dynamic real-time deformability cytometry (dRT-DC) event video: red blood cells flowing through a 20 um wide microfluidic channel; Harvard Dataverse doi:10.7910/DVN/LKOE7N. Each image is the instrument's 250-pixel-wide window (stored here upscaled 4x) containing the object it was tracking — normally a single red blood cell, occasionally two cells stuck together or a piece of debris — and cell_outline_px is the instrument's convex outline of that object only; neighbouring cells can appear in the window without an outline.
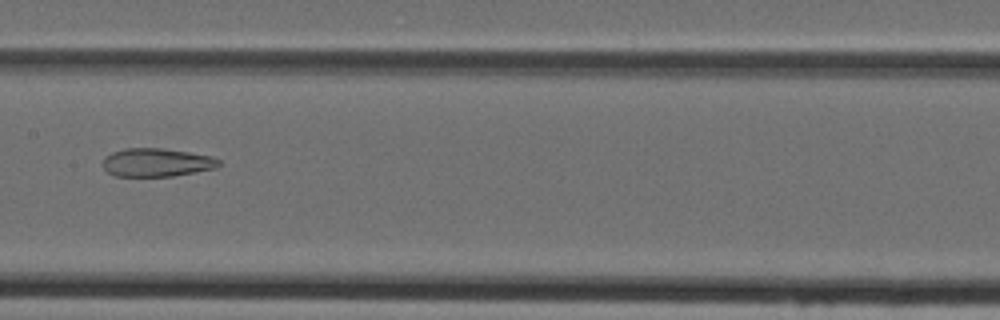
{"species": "Egyptian fruit bat (a non-hibernating species)", "species_latin": "Rousettus aegyptiacus", "temperature_condition": "cold", "stored_images_in_passage": 48, "camera_frame_rate_fps": 3000, "um_per_image_px": 0.085, "animal": {"sex": "female"}, "frame": {"image": 1, "passage_image": 25, "time_ms": 8.0, "image_size_px": [1000, 320], "cell_outline_px": [[220, 164], [216, 168], [172, 176], [116, 176], [108, 172], [104, 168], [104, 156], [112, 152], [124, 148], [160, 148], [188, 152], [212, 156], [220, 160]], "centroid_in_image_um": [13.31, 13.8], "position_along_channel_um": 194.1, "area_um2": 19.07}}
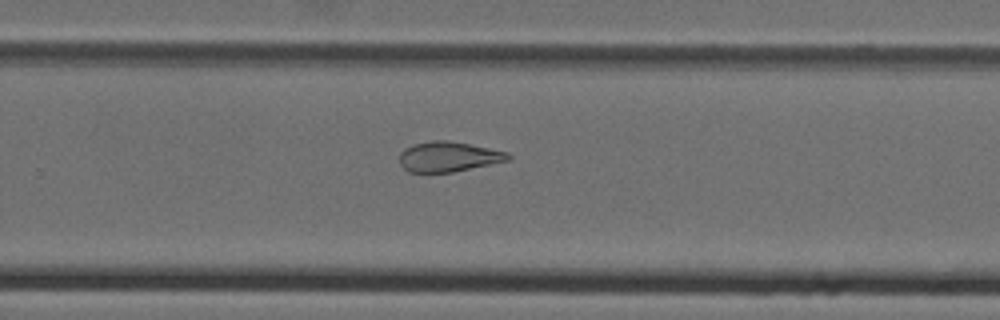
{"frame": {"image": 2, "passage_image": 32, "time_ms": 10.333, "image_size_px": [1000, 320], "cell_outline_px": [[512, 156], [508, 160], [452, 172], [408, 172], [400, 164], [400, 152], [404, 148], [412, 144], [432, 140], [448, 140], [508, 152]], "centroid_in_image_um": [38.07, 13.31], "position_along_channel_um": 291.7, "area_um2": 18.9}}
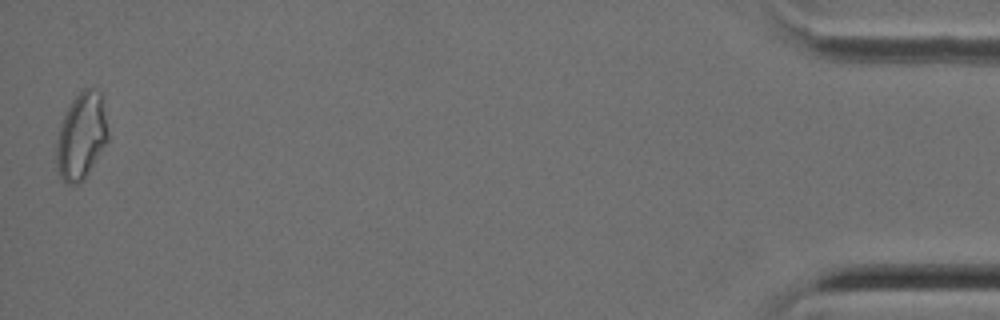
{"frame": {"image": 3, "passage_image": 48, "time_ms": 15.667, "image_size_px": [1000, 320], "cell_outline_px": [[108, 140], [84, 180], [76, 184], [68, 184], [60, 176], [56, 168], [56, 140], [60, 124], [64, 112], [72, 100], [84, 88], [92, 88], [100, 92], [108, 132]], "centroid_in_image_um": [6.88, 11.58], "position_along_channel_um": 428.3, "area_um2": 26.01}}